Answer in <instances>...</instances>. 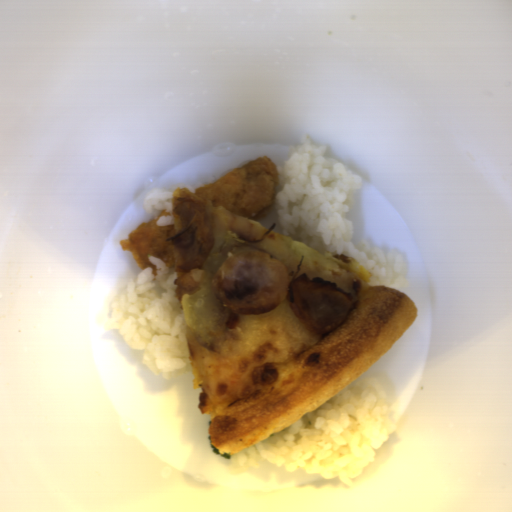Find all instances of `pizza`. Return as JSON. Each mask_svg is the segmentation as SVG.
<instances>
[{
    "instance_id": "obj_2",
    "label": "pizza",
    "mask_w": 512,
    "mask_h": 512,
    "mask_svg": "<svg viewBox=\"0 0 512 512\" xmlns=\"http://www.w3.org/2000/svg\"><path fill=\"white\" fill-rule=\"evenodd\" d=\"M204 270L202 268L200 270H190L189 272L177 271L174 284L178 287L175 288L173 294L181 304L183 294L196 295L201 290L200 281L203 278Z\"/></svg>"
},
{
    "instance_id": "obj_1",
    "label": "pizza",
    "mask_w": 512,
    "mask_h": 512,
    "mask_svg": "<svg viewBox=\"0 0 512 512\" xmlns=\"http://www.w3.org/2000/svg\"><path fill=\"white\" fill-rule=\"evenodd\" d=\"M173 197L212 205L225 236L239 251L261 250L284 264L294 280L307 274L335 282L355 306L334 330L311 335L286 299L272 311L249 316L231 310L220 341L207 346L184 321L197 407L210 414V442L220 454H234L278 433L314 412L383 357L417 319L416 303L402 290L370 285L356 274L359 263L342 251L321 253L278 234L227 207H215L189 188Z\"/></svg>"
}]
</instances>
